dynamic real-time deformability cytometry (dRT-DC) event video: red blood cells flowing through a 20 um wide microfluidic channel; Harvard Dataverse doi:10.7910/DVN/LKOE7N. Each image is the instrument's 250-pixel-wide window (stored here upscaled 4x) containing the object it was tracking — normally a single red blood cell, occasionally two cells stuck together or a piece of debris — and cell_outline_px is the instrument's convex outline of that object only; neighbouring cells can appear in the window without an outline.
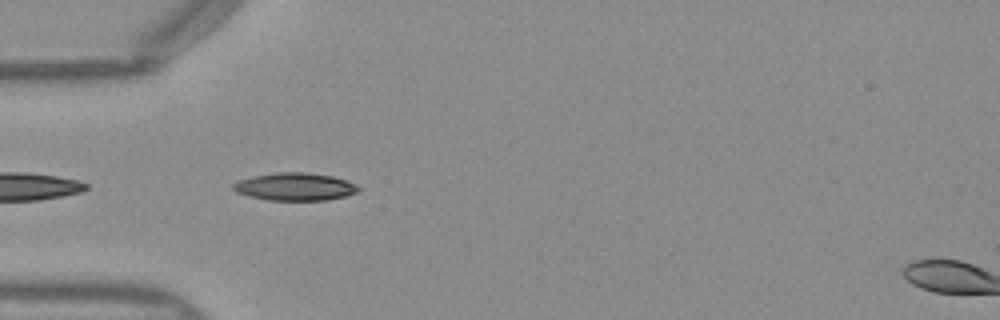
{"species": "Egyptian fruit bat (a non-hibernating species)", "species_latin": "Rousettus aegyptiacus", "temperature_condition": "warm", "stored_images_in_passage": 24, "camera_frame_rate_fps": 3000, "um_per_image_px": 0.085, "frame": {"image": 1, "passage_image": 2, "time_ms": 0.333, "image_size_px": [1000, 320], "cell_outline_px": [[360, 188], [356, 192], [344, 196], [328, 200], [268, 200], [248, 196], [236, 192], [232, 188], [232, 184], [240, 180], [252, 176], [280, 172], [308, 172], [332, 176], [356, 184]], "centroid_in_image_um": [25.05, 15.87], "position_along_channel_um": 60.0, "area_um2": 20.11}}
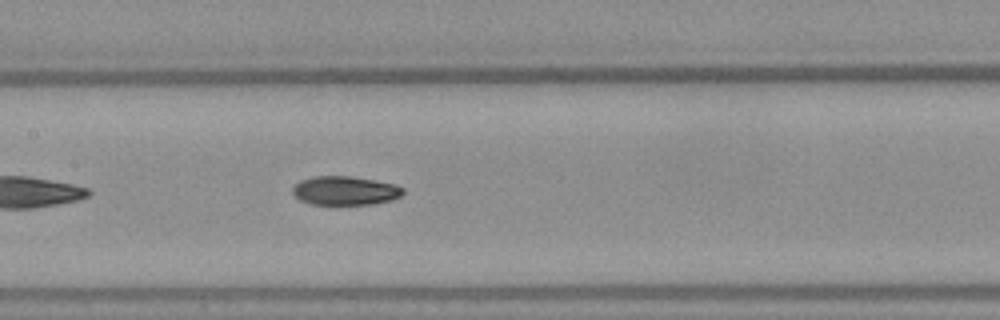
{"frame": {"image": 2, "passage_image": 11, "time_ms": 3.333, "image_size_px": [1000, 320], "cell_outline_px": [[404, 192], [400, 196], [392, 200], [372, 204], [312, 204], [300, 200], [292, 192], [292, 188], [300, 180], [312, 176], [352, 176], [376, 180], [396, 184], [404, 188]], "centroid_in_image_um": [29.35, 16.19], "position_along_channel_um": 178.0, "area_um2": 18.67}}
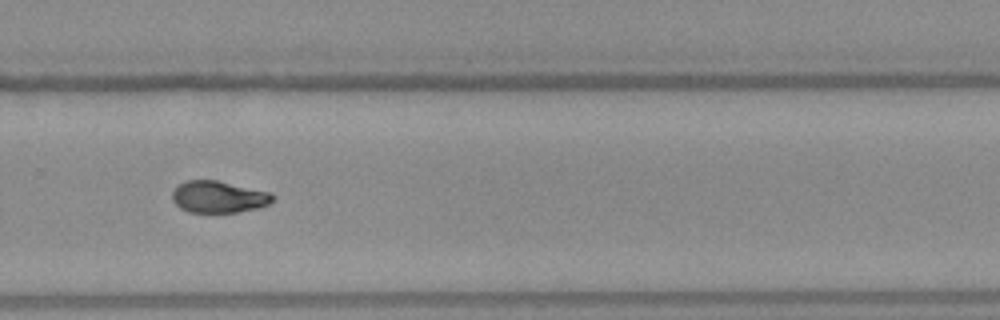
{"frame": {"image": 3, "passage_image": 21, "time_ms": 6.667, "image_size_px": [1000, 320], "cell_outline_px": [[276, 196], [268, 204], [256, 208], [236, 212], [188, 212], [180, 208], [172, 200], [172, 192], [180, 184], [188, 180], [216, 180], [272, 192]], "centroid_in_image_um": [18.59, 16.73], "position_along_channel_um": 311.2, "area_um2": 18.55}}